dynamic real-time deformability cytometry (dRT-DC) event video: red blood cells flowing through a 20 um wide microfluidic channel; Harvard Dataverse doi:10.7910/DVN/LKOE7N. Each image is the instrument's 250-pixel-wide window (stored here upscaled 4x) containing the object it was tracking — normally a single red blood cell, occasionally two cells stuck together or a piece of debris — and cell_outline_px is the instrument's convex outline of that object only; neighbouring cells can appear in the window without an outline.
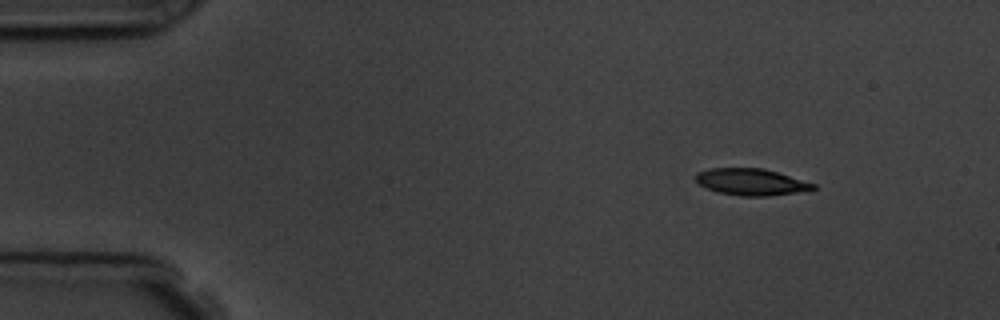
{"species": "common noctule bat (a hibernating species)", "species_latin": "Nyctalus noctula", "temperature_condition": "room temperature", "stored_images_in_passage": 5, "camera_frame_rate_fps": 3000, "um_per_image_px": 0.085, "animal": {"sex": "male", "body_mass_g": 19.5, "forearm_length_mm": 54.6}, "frame": {"image": 1, "passage_image": 2, "time_ms": 1.0, "image_size_px": [1000, 320], "cell_outline_px": [[816, 188], [796, 192], [768, 196], [740, 196], [720, 192], [708, 188], [700, 184], [696, 180], [696, 172], [712, 168], [764, 168], [816, 184]], "centroid_in_image_um": [63.84, 15.46], "position_along_channel_um": 21.2, "area_um2": 17.98}}
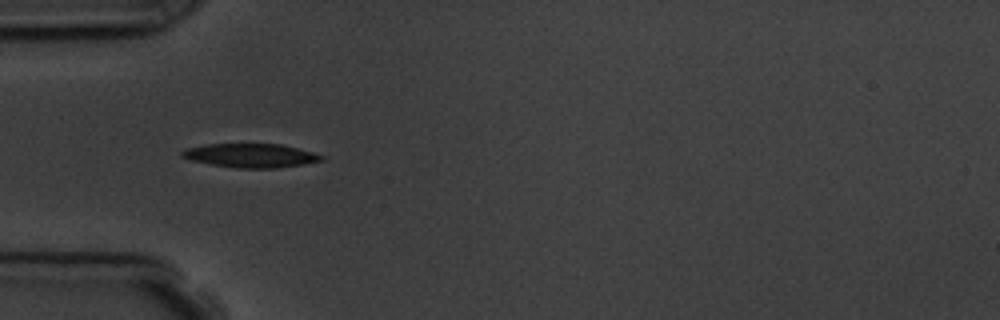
{"frame": {"image": 2, "passage_image": 4, "time_ms": 4.333, "image_size_px": [1000, 320], "cell_outline_px": [[324, 160], [304, 164], [276, 168], [236, 168], [212, 164], [192, 160], [180, 156], [180, 152], [188, 148], [208, 144], [280, 144], [312, 152], [324, 156]], "centroid_in_image_um": [21.32, 13.22], "position_along_channel_um": 63.7, "area_um2": 19.19}}